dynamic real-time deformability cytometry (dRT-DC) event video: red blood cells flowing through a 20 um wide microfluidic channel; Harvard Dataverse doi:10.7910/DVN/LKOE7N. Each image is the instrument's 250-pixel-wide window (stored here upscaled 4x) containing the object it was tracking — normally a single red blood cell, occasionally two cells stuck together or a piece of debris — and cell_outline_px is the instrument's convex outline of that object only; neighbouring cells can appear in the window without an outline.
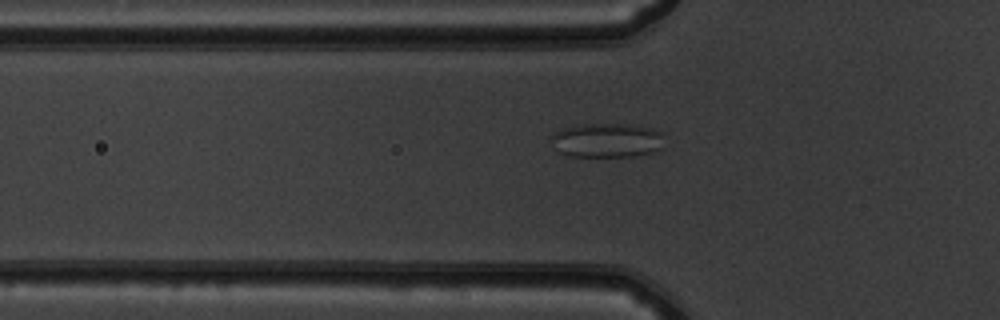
{"species": "common noctule bat (a hibernating species)", "species_latin": "Nyctalus noctula", "temperature_condition": "warm", "stored_images_in_passage": 37, "camera_frame_rate_fps": 3000, "um_per_image_px": 0.085, "animal": {"sex": "male", "body_mass_g": 19.5, "forearm_length_mm": 54.6}, "frame": {"image": 1, "passage_image": 8, "time_ms": 2.333, "image_size_px": [1000, 320], "cell_outline_px": [[664, 148], [656, 152], [636, 156], [568, 156], [552, 148], [552, 132], [564, 128], [584, 124], [632, 124], [652, 128], [664, 132]], "centroid_in_image_um": [51.66, 11.93], "position_along_channel_um": 74.1, "area_um2": 23.18}}
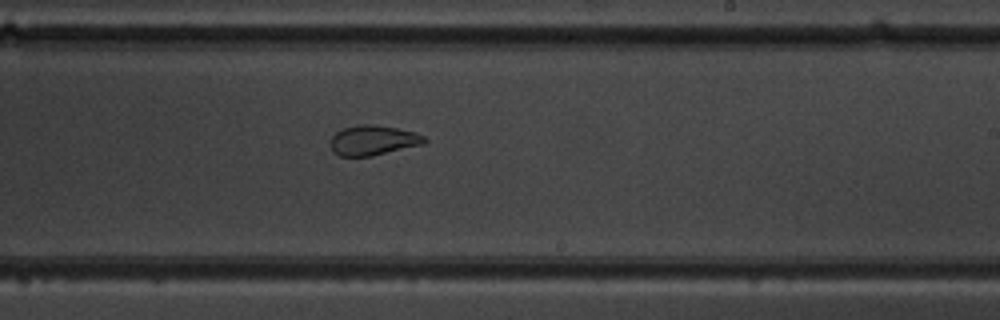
{"frame": {"image": 2, "passage_image": 22, "time_ms": 7.0, "image_size_px": [1000, 320], "cell_outline_px": [[428, 140], [424, 144], [372, 156], [340, 156], [332, 152], [332, 136], [336, 132], [344, 128], [360, 124], [372, 124], [396, 128], [416, 132], [424, 136]], "centroid_in_image_um": [31.74, 11.93], "position_along_channel_um": 257.3, "area_um2": 16.36}}
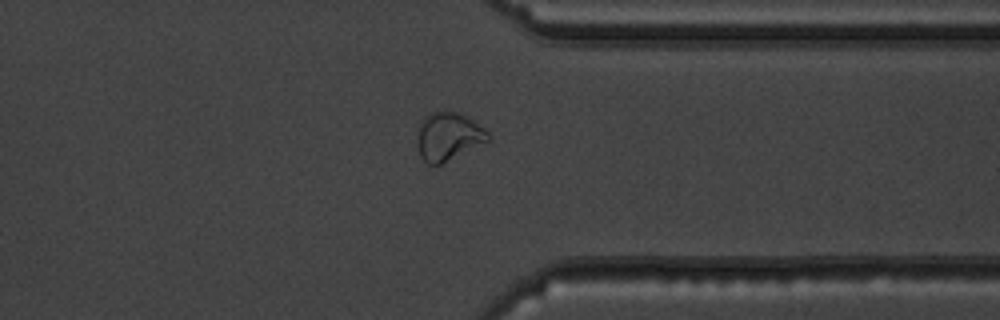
{"frame": {"image": 3, "passage_image": 31, "time_ms": 10.0, "image_size_px": [1000, 320], "cell_outline_px": [[492, 140], [440, 164], [428, 164], [420, 156], [416, 144], [420, 120], [428, 112], [456, 112], [472, 120], [484, 128], [492, 136]], "centroid_in_image_um": [38.1, 11.6], "position_along_channel_um": 373.3, "area_um2": 19.94}}